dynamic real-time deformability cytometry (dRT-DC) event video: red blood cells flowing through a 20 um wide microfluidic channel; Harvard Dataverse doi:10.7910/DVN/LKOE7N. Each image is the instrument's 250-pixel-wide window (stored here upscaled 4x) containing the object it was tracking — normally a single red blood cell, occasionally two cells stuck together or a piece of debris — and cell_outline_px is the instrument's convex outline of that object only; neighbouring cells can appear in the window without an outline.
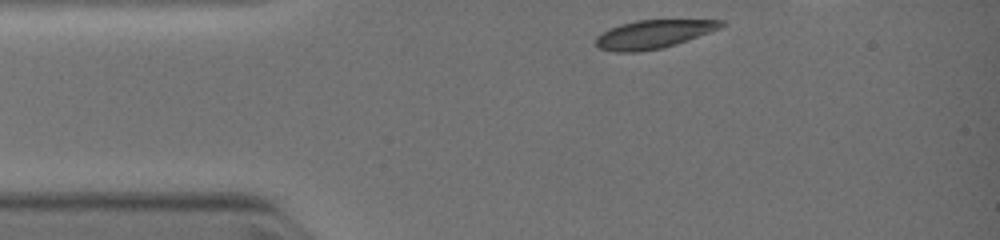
{"species": "common noctule bat (a hibernating species)", "species_latin": "Nyctalus noctula", "temperature_condition": "warm", "stored_images_in_passage": 16, "segment_of_instrument_passage": [1, 2], "camera_frame_rate_fps": 3000, "um_per_image_px": 0.085, "animal": {"sex": "female", "body_mass_g": 19.0, "forearm_length_mm": 51.5}, "frame": {"image": 1, "passage_image": 1, "time_ms": 0.0, "image_size_px": [1000, 240], "cell_outline_px": [[728, 24], [720, 28], [676, 44], [660, 48], [636, 52], [612, 52], [596, 48], [596, 36], [600, 32], [608, 28], [620, 24], [636, 20], [724, 20]], "centroid_in_image_um": [55.48, 2.9], "position_along_channel_um": 29.5, "area_um2": 20.87}}
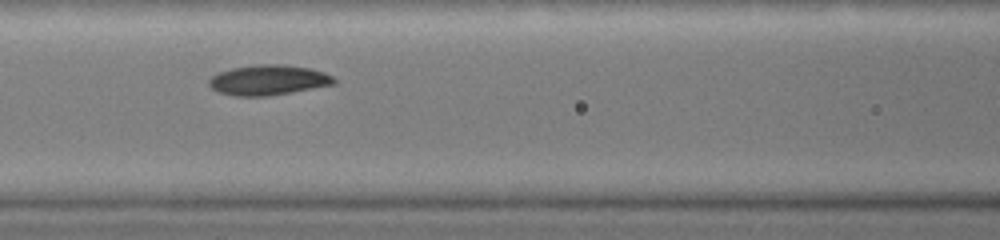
{"frame": {"image": 2, "passage_image": 9, "time_ms": 3.0, "image_size_px": [1000, 240], "cell_outline_px": [[336, 84], [292, 92], [268, 96], [236, 96], [216, 92], [208, 84], [208, 80], [212, 76], [220, 72], [232, 68], [264, 64], [276, 64], [308, 68], [324, 72], [332, 76], [336, 80]], "centroid_in_image_um": [22.8, 6.82], "position_along_channel_um": 143.8, "area_um2": 21.85}}
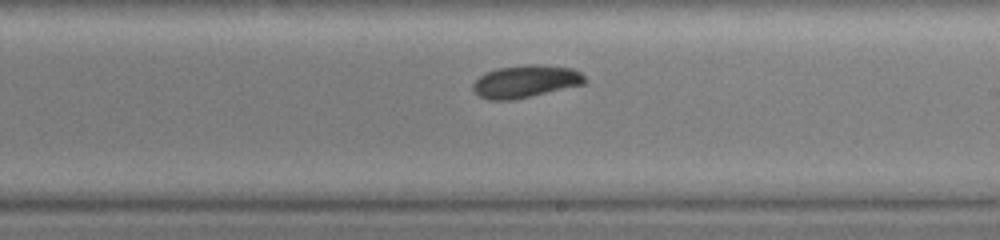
{"frame": {"image": 3, "passage_image": 14, "time_ms": 5.0, "image_size_px": [1000, 240], "cell_outline_px": [[588, 80], [584, 84], [532, 96], [512, 100], [488, 100], [480, 96], [472, 88], [472, 84], [480, 76], [488, 72], [500, 68], [532, 64], [540, 64], [572, 68], [580, 72]], "centroid_in_image_um": [44.71, 6.92], "position_along_channel_um": 244.3, "area_um2": 21.04}}